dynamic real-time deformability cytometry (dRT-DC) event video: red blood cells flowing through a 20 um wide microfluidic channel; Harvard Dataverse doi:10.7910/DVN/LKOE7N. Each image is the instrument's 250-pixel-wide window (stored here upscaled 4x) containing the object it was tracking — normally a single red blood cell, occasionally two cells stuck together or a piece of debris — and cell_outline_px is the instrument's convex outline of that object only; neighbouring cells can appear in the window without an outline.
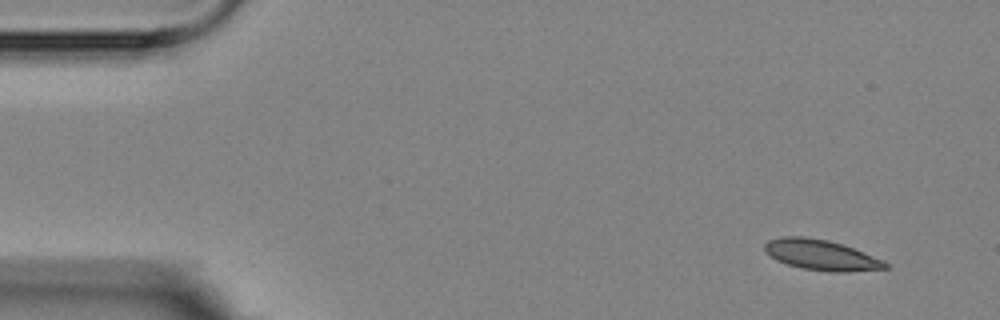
{"species": "Egyptian fruit bat (a non-hibernating species)", "species_latin": "Rousettus aegyptiacus", "temperature_condition": "room temperature", "stored_images_in_passage": 4, "camera_frame_rate_fps": 3000, "um_per_image_px": 0.085, "animal": {"sex": "female"}, "frame": {"image": 1, "passage_image": 1, "time_ms": 0.0, "image_size_px": [1000, 320], "cell_outline_px": [[888, 268], [848, 272], [832, 272], [800, 268], [776, 260], [764, 252], [764, 244], [768, 240], [784, 236], [804, 236], [828, 240], [852, 248], [884, 260], [888, 264]], "centroid_in_image_um": [69.76, 21.67], "position_along_channel_um": 15.2, "area_um2": 21.39}}
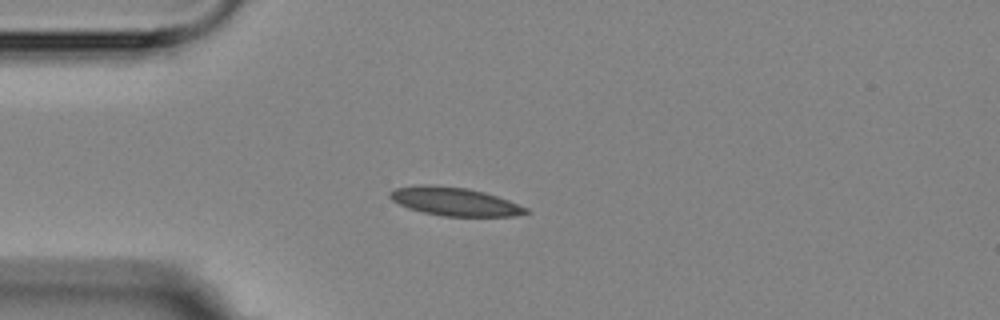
{"frame": {"image": 2, "passage_image": 4, "time_ms": 3.333, "image_size_px": [1000, 320], "cell_outline_px": [[532, 212], [512, 216], [444, 216], [424, 212], [408, 208], [392, 200], [388, 196], [388, 192], [396, 188], [424, 184], [428, 184], [468, 188], [484, 192], [508, 200], [528, 208]], "centroid_in_image_um": [38.64, 17.12], "position_along_channel_um": 46.4, "area_um2": 22.37}}